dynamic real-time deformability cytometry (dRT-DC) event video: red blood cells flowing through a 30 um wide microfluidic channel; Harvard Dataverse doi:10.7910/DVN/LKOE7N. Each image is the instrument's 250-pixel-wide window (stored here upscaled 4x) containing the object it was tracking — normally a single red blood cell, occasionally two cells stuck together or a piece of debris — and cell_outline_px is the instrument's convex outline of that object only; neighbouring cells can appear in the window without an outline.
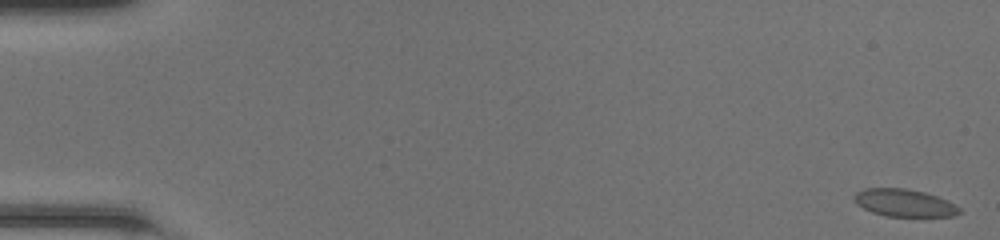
{"species": "common noctule bat (a hibernating species)", "species_latin": "Nyctalus noctula", "temperature_condition": "room temperature", "stored_images_in_passage": 50, "camera_frame_rate_fps": 3000, "um_per_image_px": 0.085, "animal": {"sex": "female", "body_mass_g": 20.0, "forearm_length_mm": 54.0}, "frame": {"image": 1, "passage_image": 1, "time_ms": 0.0, "image_size_px": [1000, 240], "cell_outline_px": [[964, 212], [956, 216], [884, 216], [872, 212], [856, 204], [852, 200], [852, 196], [856, 192], [864, 188], [908, 188], [924, 192], [948, 200], [960, 208]], "centroid_in_image_um": [76.86, 17.24], "position_along_channel_um": 8.1, "area_um2": 17.11}}
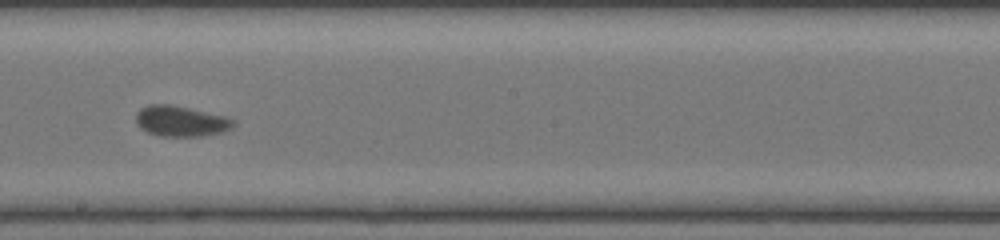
{"frame": {"image": 2, "passage_image": 29, "time_ms": 9.333, "image_size_px": [1000, 240], "cell_outline_px": [[236, 124], [232, 128], [224, 132], [200, 136], [160, 136], [148, 132], [140, 128], [136, 124], [136, 112], [140, 108], [148, 104], [168, 104], [188, 108], [224, 116], [236, 120]], "centroid_in_image_um": [15.36, 10.3], "position_along_channel_um": 232.8, "area_um2": 17.46}}
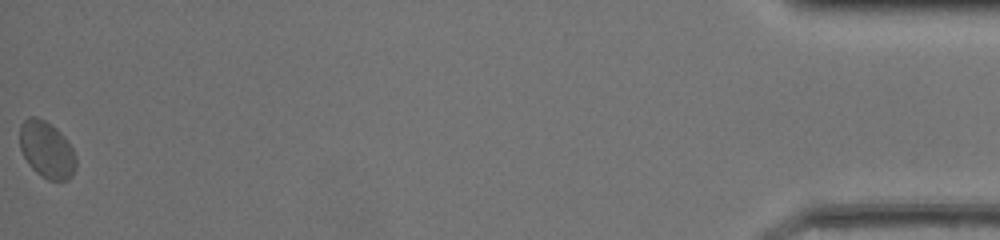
{"frame": {"image": 3, "passage_image": 50, "time_ms": 16.333, "image_size_px": [1000, 240], "cell_outline_px": [[76, 168], [72, 176], [68, 180], [48, 180], [40, 176], [28, 164], [20, 148], [20, 124], [28, 116], [36, 116], [52, 124], [64, 136], [72, 148], [76, 156]], "centroid_in_image_um": [3.97, 12.72], "position_along_channel_um": 431.2, "area_um2": 18.79}, "authors_computed_cell_mechanics": {"area_um2": 17.1377, "velocity_mm_per_s": 4.2112, "shape_relaxation_time_tau1_ms": 6.3579, "shape_relaxation_time_tau2_ms": 1.1088, "deformation_change_tau1": 0.0978, "deformation_change_tau2": 0.0433}}